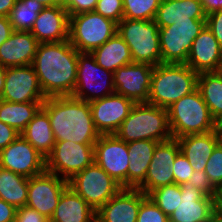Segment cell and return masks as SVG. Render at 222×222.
I'll return each mask as SVG.
<instances>
[{
	"mask_svg": "<svg viewBox=\"0 0 222 222\" xmlns=\"http://www.w3.org/2000/svg\"><path fill=\"white\" fill-rule=\"evenodd\" d=\"M137 222H169V217L147 196L141 202Z\"/></svg>",
	"mask_w": 222,
	"mask_h": 222,
	"instance_id": "cell-37",
	"label": "cell"
},
{
	"mask_svg": "<svg viewBox=\"0 0 222 222\" xmlns=\"http://www.w3.org/2000/svg\"><path fill=\"white\" fill-rule=\"evenodd\" d=\"M206 27L213 33L222 47V10L206 16Z\"/></svg>",
	"mask_w": 222,
	"mask_h": 222,
	"instance_id": "cell-42",
	"label": "cell"
},
{
	"mask_svg": "<svg viewBox=\"0 0 222 222\" xmlns=\"http://www.w3.org/2000/svg\"><path fill=\"white\" fill-rule=\"evenodd\" d=\"M98 0H70L65 8L69 16L94 11Z\"/></svg>",
	"mask_w": 222,
	"mask_h": 222,
	"instance_id": "cell-43",
	"label": "cell"
},
{
	"mask_svg": "<svg viewBox=\"0 0 222 222\" xmlns=\"http://www.w3.org/2000/svg\"><path fill=\"white\" fill-rule=\"evenodd\" d=\"M129 160L127 143L115 134L101 135L94 144V162L123 188H127Z\"/></svg>",
	"mask_w": 222,
	"mask_h": 222,
	"instance_id": "cell-12",
	"label": "cell"
},
{
	"mask_svg": "<svg viewBox=\"0 0 222 222\" xmlns=\"http://www.w3.org/2000/svg\"><path fill=\"white\" fill-rule=\"evenodd\" d=\"M43 102L15 103L0 99V121L21 133L33 119Z\"/></svg>",
	"mask_w": 222,
	"mask_h": 222,
	"instance_id": "cell-31",
	"label": "cell"
},
{
	"mask_svg": "<svg viewBox=\"0 0 222 222\" xmlns=\"http://www.w3.org/2000/svg\"><path fill=\"white\" fill-rule=\"evenodd\" d=\"M201 222H215L214 221V213H213V215L210 218H208V219H206L204 221H201Z\"/></svg>",
	"mask_w": 222,
	"mask_h": 222,
	"instance_id": "cell-55",
	"label": "cell"
},
{
	"mask_svg": "<svg viewBox=\"0 0 222 222\" xmlns=\"http://www.w3.org/2000/svg\"><path fill=\"white\" fill-rule=\"evenodd\" d=\"M30 33L38 43L60 42L69 39V15L60 6L44 7L38 14Z\"/></svg>",
	"mask_w": 222,
	"mask_h": 222,
	"instance_id": "cell-22",
	"label": "cell"
},
{
	"mask_svg": "<svg viewBox=\"0 0 222 222\" xmlns=\"http://www.w3.org/2000/svg\"><path fill=\"white\" fill-rule=\"evenodd\" d=\"M185 64L198 74L220 70L222 47L207 27L194 39Z\"/></svg>",
	"mask_w": 222,
	"mask_h": 222,
	"instance_id": "cell-21",
	"label": "cell"
},
{
	"mask_svg": "<svg viewBox=\"0 0 222 222\" xmlns=\"http://www.w3.org/2000/svg\"><path fill=\"white\" fill-rule=\"evenodd\" d=\"M117 33V23L95 11L69 16V41L80 53H91Z\"/></svg>",
	"mask_w": 222,
	"mask_h": 222,
	"instance_id": "cell-7",
	"label": "cell"
},
{
	"mask_svg": "<svg viewBox=\"0 0 222 222\" xmlns=\"http://www.w3.org/2000/svg\"><path fill=\"white\" fill-rule=\"evenodd\" d=\"M96 211L70 186L61 194L49 222H95Z\"/></svg>",
	"mask_w": 222,
	"mask_h": 222,
	"instance_id": "cell-26",
	"label": "cell"
},
{
	"mask_svg": "<svg viewBox=\"0 0 222 222\" xmlns=\"http://www.w3.org/2000/svg\"><path fill=\"white\" fill-rule=\"evenodd\" d=\"M16 208L0 199V222H15Z\"/></svg>",
	"mask_w": 222,
	"mask_h": 222,
	"instance_id": "cell-45",
	"label": "cell"
},
{
	"mask_svg": "<svg viewBox=\"0 0 222 222\" xmlns=\"http://www.w3.org/2000/svg\"><path fill=\"white\" fill-rule=\"evenodd\" d=\"M179 152L177 139L159 142L153 152L145 180L138 189L148 196L157 188L174 184L173 164Z\"/></svg>",
	"mask_w": 222,
	"mask_h": 222,
	"instance_id": "cell-15",
	"label": "cell"
},
{
	"mask_svg": "<svg viewBox=\"0 0 222 222\" xmlns=\"http://www.w3.org/2000/svg\"><path fill=\"white\" fill-rule=\"evenodd\" d=\"M153 69L151 64L137 62L120 67L113 73L115 93L134 103L148 102Z\"/></svg>",
	"mask_w": 222,
	"mask_h": 222,
	"instance_id": "cell-17",
	"label": "cell"
},
{
	"mask_svg": "<svg viewBox=\"0 0 222 222\" xmlns=\"http://www.w3.org/2000/svg\"><path fill=\"white\" fill-rule=\"evenodd\" d=\"M17 0H0V15L9 17L11 10L15 7Z\"/></svg>",
	"mask_w": 222,
	"mask_h": 222,
	"instance_id": "cell-48",
	"label": "cell"
},
{
	"mask_svg": "<svg viewBox=\"0 0 222 222\" xmlns=\"http://www.w3.org/2000/svg\"><path fill=\"white\" fill-rule=\"evenodd\" d=\"M205 173L210 183L218 189L222 185V143L219 142L207 160Z\"/></svg>",
	"mask_w": 222,
	"mask_h": 222,
	"instance_id": "cell-36",
	"label": "cell"
},
{
	"mask_svg": "<svg viewBox=\"0 0 222 222\" xmlns=\"http://www.w3.org/2000/svg\"><path fill=\"white\" fill-rule=\"evenodd\" d=\"M214 221L222 222V209L215 208L214 210Z\"/></svg>",
	"mask_w": 222,
	"mask_h": 222,
	"instance_id": "cell-52",
	"label": "cell"
},
{
	"mask_svg": "<svg viewBox=\"0 0 222 222\" xmlns=\"http://www.w3.org/2000/svg\"><path fill=\"white\" fill-rule=\"evenodd\" d=\"M94 162V144H80L70 140L56 141L46 157V171L62 174L67 181Z\"/></svg>",
	"mask_w": 222,
	"mask_h": 222,
	"instance_id": "cell-11",
	"label": "cell"
},
{
	"mask_svg": "<svg viewBox=\"0 0 222 222\" xmlns=\"http://www.w3.org/2000/svg\"><path fill=\"white\" fill-rule=\"evenodd\" d=\"M94 11L118 24L123 19V1L98 0Z\"/></svg>",
	"mask_w": 222,
	"mask_h": 222,
	"instance_id": "cell-38",
	"label": "cell"
},
{
	"mask_svg": "<svg viewBox=\"0 0 222 222\" xmlns=\"http://www.w3.org/2000/svg\"><path fill=\"white\" fill-rule=\"evenodd\" d=\"M115 135L126 143L137 140L167 141L172 137L168 112L149 103H135Z\"/></svg>",
	"mask_w": 222,
	"mask_h": 222,
	"instance_id": "cell-4",
	"label": "cell"
},
{
	"mask_svg": "<svg viewBox=\"0 0 222 222\" xmlns=\"http://www.w3.org/2000/svg\"><path fill=\"white\" fill-rule=\"evenodd\" d=\"M68 185L95 211L123 188L95 162L76 173Z\"/></svg>",
	"mask_w": 222,
	"mask_h": 222,
	"instance_id": "cell-8",
	"label": "cell"
},
{
	"mask_svg": "<svg viewBox=\"0 0 222 222\" xmlns=\"http://www.w3.org/2000/svg\"><path fill=\"white\" fill-rule=\"evenodd\" d=\"M195 188L200 189L207 196L216 197V188L210 183L209 177L205 173V171H195L190 176L188 181Z\"/></svg>",
	"mask_w": 222,
	"mask_h": 222,
	"instance_id": "cell-40",
	"label": "cell"
},
{
	"mask_svg": "<svg viewBox=\"0 0 222 222\" xmlns=\"http://www.w3.org/2000/svg\"><path fill=\"white\" fill-rule=\"evenodd\" d=\"M180 151L188 159L195 171H204L207 160L211 156L214 148L220 142L217 129L205 133L187 135L177 138Z\"/></svg>",
	"mask_w": 222,
	"mask_h": 222,
	"instance_id": "cell-25",
	"label": "cell"
},
{
	"mask_svg": "<svg viewBox=\"0 0 222 222\" xmlns=\"http://www.w3.org/2000/svg\"><path fill=\"white\" fill-rule=\"evenodd\" d=\"M97 73L101 76V78L97 75ZM113 76V72L102 68L96 63L91 53H79L76 83L72 96L90 103L94 100L102 99L103 97L111 95L115 93ZM105 87L108 89H103ZM102 89L104 90L103 92L101 91ZM88 91L93 94H87Z\"/></svg>",
	"mask_w": 222,
	"mask_h": 222,
	"instance_id": "cell-10",
	"label": "cell"
},
{
	"mask_svg": "<svg viewBox=\"0 0 222 222\" xmlns=\"http://www.w3.org/2000/svg\"><path fill=\"white\" fill-rule=\"evenodd\" d=\"M1 100L23 103L44 102L37 74L32 65L7 67Z\"/></svg>",
	"mask_w": 222,
	"mask_h": 222,
	"instance_id": "cell-16",
	"label": "cell"
},
{
	"mask_svg": "<svg viewBox=\"0 0 222 222\" xmlns=\"http://www.w3.org/2000/svg\"><path fill=\"white\" fill-rule=\"evenodd\" d=\"M36 1L42 4L44 7L53 6V0H36Z\"/></svg>",
	"mask_w": 222,
	"mask_h": 222,
	"instance_id": "cell-53",
	"label": "cell"
},
{
	"mask_svg": "<svg viewBox=\"0 0 222 222\" xmlns=\"http://www.w3.org/2000/svg\"><path fill=\"white\" fill-rule=\"evenodd\" d=\"M5 75H6V67L0 65V97L4 89Z\"/></svg>",
	"mask_w": 222,
	"mask_h": 222,
	"instance_id": "cell-50",
	"label": "cell"
},
{
	"mask_svg": "<svg viewBox=\"0 0 222 222\" xmlns=\"http://www.w3.org/2000/svg\"><path fill=\"white\" fill-rule=\"evenodd\" d=\"M42 108L48 113L56 141L95 144L101 136L86 101L73 96L47 97Z\"/></svg>",
	"mask_w": 222,
	"mask_h": 222,
	"instance_id": "cell-2",
	"label": "cell"
},
{
	"mask_svg": "<svg viewBox=\"0 0 222 222\" xmlns=\"http://www.w3.org/2000/svg\"><path fill=\"white\" fill-rule=\"evenodd\" d=\"M91 55L99 66L113 73L133 62L127 43L117 33L93 50Z\"/></svg>",
	"mask_w": 222,
	"mask_h": 222,
	"instance_id": "cell-29",
	"label": "cell"
},
{
	"mask_svg": "<svg viewBox=\"0 0 222 222\" xmlns=\"http://www.w3.org/2000/svg\"><path fill=\"white\" fill-rule=\"evenodd\" d=\"M134 104L117 93L90 102L93 122L100 135L115 134Z\"/></svg>",
	"mask_w": 222,
	"mask_h": 222,
	"instance_id": "cell-18",
	"label": "cell"
},
{
	"mask_svg": "<svg viewBox=\"0 0 222 222\" xmlns=\"http://www.w3.org/2000/svg\"><path fill=\"white\" fill-rule=\"evenodd\" d=\"M148 196L169 217L181 203V186L176 183L162 186Z\"/></svg>",
	"mask_w": 222,
	"mask_h": 222,
	"instance_id": "cell-34",
	"label": "cell"
},
{
	"mask_svg": "<svg viewBox=\"0 0 222 222\" xmlns=\"http://www.w3.org/2000/svg\"><path fill=\"white\" fill-rule=\"evenodd\" d=\"M180 186L181 203L169 216V222H201L213 215L215 198L207 196L189 182Z\"/></svg>",
	"mask_w": 222,
	"mask_h": 222,
	"instance_id": "cell-20",
	"label": "cell"
},
{
	"mask_svg": "<svg viewBox=\"0 0 222 222\" xmlns=\"http://www.w3.org/2000/svg\"><path fill=\"white\" fill-rule=\"evenodd\" d=\"M197 89L212 117L217 120L222 115V74L219 71L200 73Z\"/></svg>",
	"mask_w": 222,
	"mask_h": 222,
	"instance_id": "cell-32",
	"label": "cell"
},
{
	"mask_svg": "<svg viewBox=\"0 0 222 222\" xmlns=\"http://www.w3.org/2000/svg\"><path fill=\"white\" fill-rule=\"evenodd\" d=\"M29 178L0 167V199L16 209L26 206Z\"/></svg>",
	"mask_w": 222,
	"mask_h": 222,
	"instance_id": "cell-30",
	"label": "cell"
},
{
	"mask_svg": "<svg viewBox=\"0 0 222 222\" xmlns=\"http://www.w3.org/2000/svg\"><path fill=\"white\" fill-rule=\"evenodd\" d=\"M79 53L69 39L38 44L32 67L46 98L72 96Z\"/></svg>",
	"mask_w": 222,
	"mask_h": 222,
	"instance_id": "cell-1",
	"label": "cell"
},
{
	"mask_svg": "<svg viewBox=\"0 0 222 222\" xmlns=\"http://www.w3.org/2000/svg\"><path fill=\"white\" fill-rule=\"evenodd\" d=\"M158 143L154 140H137L127 143L130 159L127 170V188H138L144 182Z\"/></svg>",
	"mask_w": 222,
	"mask_h": 222,
	"instance_id": "cell-27",
	"label": "cell"
},
{
	"mask_svg": "<svg viewBox=\"0 0 222 222\" xmlns=\"http://www.w3.org/2000/svg\"><path fill=\"white\" fill-rule=\"evenodd\" d=\"M215 206L217 209H222V185L216 190Z\"/></svg>",
	"mask_w": 222,
	"mask_h": 222,
	"instance_id": "cell-49",
	"label": "cell"
},
{
	"mask_svg": "<svg viewBox=\"0 0 222 222\" xmlns=\"http://www.w3.org/2000/svg\"><path fill=\"white\" fill-rule=\"evenodd\" d=\"M20 134L45 158L56 142L50 118L42 107Z\"/></svg>",
	"mask_w": 222,
	"mask_h": 222,
	"instance_id": "cell-28",
	"label": "cell"
},
{
	"mask_svg": "<svg viewBox=\"0 0 222 222\" xmlns=\"http://www.w3.org/2000/svg\"><path fill=\"white\" fill-rule=\"evenodd\" d=\"M206 27V21H175L159 27L161 63L185 64L194 39Z\"/></svg>",
	"mask_w": 222,
	"mask_h": 222,
	"instance_id": "cell-9",
	"label": "cell"
},
{
	"mask_svg": "<svg viewBox=\"0 0 222 222\" xmlns=\"http://www.w3.org/2000/svg\"><path fill=\"white\" fill-rule=\"evenodd\" d=\"M123 18L134 20H154L162 0H122Z\"/></svg>",
	"mask_w": 222,
	"mask_h": 222,
	"instance_id": "cell-35",
	"label": "cell"
},
{
	"mask_svg": "<svg viewBox=\"0 0 222 222\" xmlns=\"http://www.w3.org/2000/svg\"><path fill=\"white\" fill-rule=\"evenodd\" d=\"M167 112L170 131L175 139L216 130V120L198 89L177 100Z\"/></svg>",
	"mask_w": 222,
	"mask_h": 222,
	"instance_id": "cell-5",
	"label": "cell"
},
{
	"mask_svg": "<svg viewBox=\"0 0 222 222\" xmlns=\"http://www.w3.org/2000/svg\"><path fill=\"white\" fill-rule=\"evenodd\" d=\"M9 17L0 15V45H2L13 32Z\"/></svg>",
	"mask_w": 222,
	"mask_h": 222,
	"instance_id": "cell-46",
	"label": "cell"
},
{
	"mask_svg": "<svg viewBox=\"0 0 222 222\" xmlns=\"http://www.w3.org/2000/svg\"><path fill=\"white\" fill-rule=\"evenodd\" d=\"M62 176L44 171L30 177L26 206L35 209L50 220L57 207L62 192L68 187Z\"/></svg>",
	"mask_w": 222,
	"mask_h": 222,
	"instance_id": "cell-13",
	"label": "cell"
},
{
	"mask_svg": "<svg viewBox=\"0 0 222 222\" xmlns=\"http://www.w3.org/2000/svg\"><path fill=\"white\" fill-rule=\"evenodd\" d=\"M206 15L222 10V0H200Z\"/></svg>",
	"mask_w": 222,
	"mask_h": 222,
	"instance_id": "cell-47",
	"label": "cell"
},
{
	"mask_svg": "<svg viewBox=\"0 0 222 222\" xmlns=\"http://www.w3.org/2000/svg\"><path fill=\"white\" fill-rule=\"evenodd\" d=\"M193 172L194 169L192 168L188 159L180 151L177 154L175 162L173 164V174L175 183L181 185L183 183L188 182Z\"/></svg>",
	"mask_w": 222,
	"mask_h": 222,
	"instance_id": "cell-39",
	"label": "cell"
},
{
	"mask_svg": "<svg viewBox=\"0 0 222 222\" xmlns=\"http://www.w3.org/2000/svg\"><path fill=\"white\" fill-rule=\"evenodd\" d=\"M20 133L13 127L0 121V151L11 144Z\"/></svg>",
	"mask_w": 222,
	"mask_h": 222,
	"instance_id": "cell-44",
	"label": "cell"
},
{
	"mask_svg": "<svg viewBox=\"0 0 222 222\" xmlns=\"http://www.w3.org/2000/svg\"><path fill=\"white\" fill-rule=\"evenodd\" d=\"M117 34L127 43L133 62L161 64L159 26L154 20L122 19Z\"/></svg>",
	"mask_w": 222,
	"mask_h": 222,
	"instance_id": "cell-6",
	"label": "cell"
},
{
	"mask_svg": "<svg viewBox=\"0 0 222 222\" xmlns=\"http://www.w3.org/2000/svg\"><path fill=\"white\" fill-rule=\"evenodd\" d=\"M38 44L30 31L14 30L0 45V65L6 68L32 65Z\"/></svg>",
	"mask_w": 222,
	"mask_h": 222,
	"instance_id": "cell-23",
	"label": "cell"
},
{
	"mask_svg": "<svg viewBox=\"0 0 222 222\" xmlns=\"http://www.w3.org/2000/svg\"><path fill=\"white\" fill-rule=\"evenodd\" d=\"M0 167L30 178L46 171V158L20 134L0 151Z\"/></svg>",
	"mask_w": 222,
	"mask_h": 222,
	"instance_id": "cell-14",
	"label": "cell"
},
{
	"mask_svg": "<svg viewBox=\"0 0 222 222\" xmlns=\"http://www.w3.org/2000/svg\"><path fill=\"white\" fill-rule=\"evenodd\" d=\"M216 124H222V115L216 120Z\"/></svg>",
	"mask_w": 222,
	"mask_h": 222,
	"instance_id": "cell-56",
	"label": "cell"
},
{
	"mask_svg": "<svg viewBox=\"0 0 222 222\" xmlns=\"http://www.w3.org/2000/svg\"><path fill=\"white\" fill-rule=\"evenodd\" d=\"M146 197L138 188H122L96 211V222H137L141 202Z\"/></svg>",
	"mask_w": 222,
	"mask_h": 222,
	"instance_id": "cell-19",
	"label": "cell"
},
{
	"mask_svg": "<svg viewBox=\"0 0 222 222\" xmlns=\"http://www.w3.org/2000/svg\"><path fill=\"white\" fill-rule=\"evenodd\" d=\"M43 8L36 0H17L9 15L13 30L30 31Z\"/></svg>",
	"mask_w": 222,
	"mask_h": 222,
	"instance_id": "cell-33",
	"label": "cell"
},
{
	"mask_svg": "<svg viewBox=\"0 0 222 222\" xmlns=\"http://www.w3.org/2000/svg\"><path fill=\"white\" fill-rule=\"evenodd\" d=\"M15 222H49V219L28 206L16 210Z\"/></svg>",
	"mask_w": 222,
	"mask_h": 222,
	"instance_id": "cell-41",
	"label": "cell"
},
{
	"mask_svg": "<svg viewBox=\"0 0 222 222\" xmlns=\"http://www.w3.org/2000/svg\"><path fill=\"white\" fill-rule=\"evenodd\" d=\"M200 0H162L154 21L159 27H168L175 21H206Z\"/></svg>",
	"mask_w": 222,
	"mask_h": 222,
	"instance_id": "cell-24",
	"label": "cell"
},
{
	"mask_svg": "<svg viewBox=\"0 0 222 222\" xmlns=\"http://www.w3.org/2000/svg\"><path fill=\"white\" fill-rule=\"evenodd\" d=\"M198 75L187 64L154 66L147 103L168 109L197 89Z\"/></svg>",
	"mask_w": 222,
	"mask_h": 222,
	"instance_id": "cell-3",
	"label": "cell"
},
{
	"mask_svg": "<svg viewBox=\"0 0 222 222\" xmlns=\"http://www.w3.org/2000/svg\"><path fill=\"white\" fill-rule=\"evenodd\" d=\"M216 129L219 134L220 142L222 143V124H216Z\"/></svg>",
	"mask_w": 222,
	"mask_h": 222,
	"instance_id": "cell-54",
	"label": "cell"
},
{
	"mask_svg": "<svg viewBox=\"0 0 222 222\" xmlns=\"http://www.w3.org/2000/svg\"><path fill=\"white\" fill-rule=\"evenodd\" d=\"M219 72L222 74V64H221V68H220Z\"/></svg>",
	"mask_w": 222,
	"mask_h": 222,
	"instance_id": "cell-57",
	"label": "cell"
},
{
	"mask_svg": "<svg viewBox=\"0 0 222 222\" xmlns=\"http://www.w3.org/2000/svg\"><path fill=\"white\" fill-rule=\"evenodd\" d=\"M70 0H53V6L66 8Z\"/></svg>",
	"mask_w": 222,
	"mask_h": 222,
	"instance_id": "cell-51",
	"label": "cell"
}]
</instances>
